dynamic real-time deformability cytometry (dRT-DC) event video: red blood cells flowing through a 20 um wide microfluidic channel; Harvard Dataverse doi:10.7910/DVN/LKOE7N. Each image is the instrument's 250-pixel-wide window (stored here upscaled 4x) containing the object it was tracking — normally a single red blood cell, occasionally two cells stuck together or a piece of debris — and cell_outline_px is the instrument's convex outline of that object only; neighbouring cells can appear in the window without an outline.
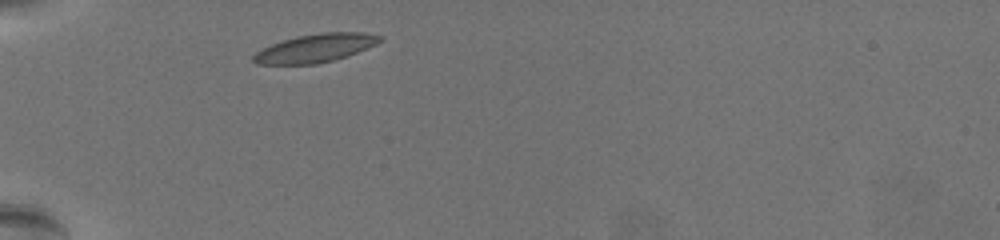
{"species": "common noctule bat (a hibernating species)", "species_latin": "Nyctalus noctula", "temperature_condition": "warm", "stored_images_in_passage": 27, "camera_frame_rate_fps": 3000, "um_per_image_px": 0.085, "animal": {"sex": "female", "body_mass_g": 19.5, "forearm_length_mm": 54.1}, "frame": {"image": 1, "passage_image": 1, "time_ms": 0.0, "image_size_px": [1000, 240], "cell_outline_px": [[384, 40], [376, 44], [348, 56], [316, 64], [256, 64], [252, 60], [252, 56], [256, 52], [272, 44], [296, 36], [324, 32], [364, 32], [384, 36]], "centroid_in_image_um": [26.85, 4.08], "position_along_channel_um": 58.1, "area_um2": 20.87}}
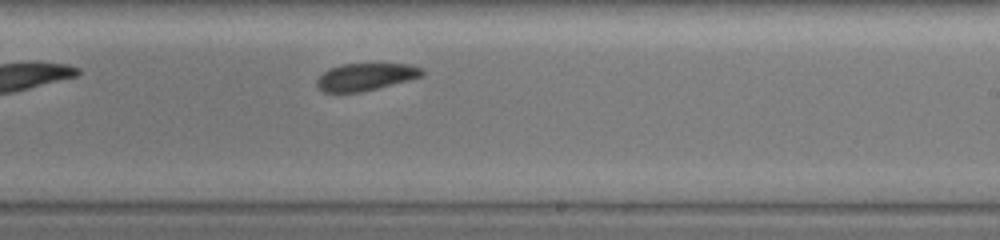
{"frame": {"image": 2, "passage_image": 14, "time_ms": 4.333, "image_size_px": [1000, 240], "cell_outline_px": [[424, 72], [420, 76], [408, 80], [360, 92], [324, 92], [316, 88], [316, 80], [324, 72], [340, 64], [408, 64], [424, 68]], "centroid_in_image_um": [31.05, 6.53], "position_along_channel_um": 258.0, "area_um2": 16.53}}
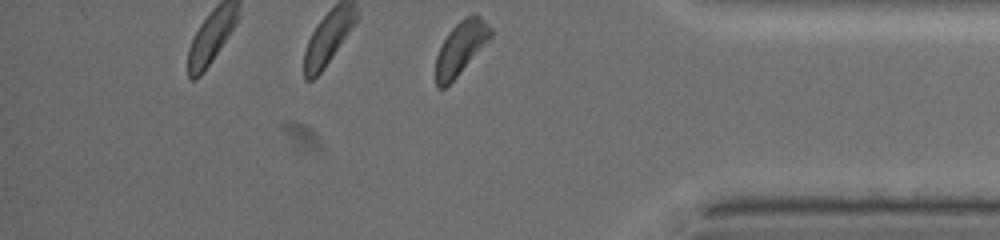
{"frame": {"image": 3, "passage_image": 27, "time_ms": 8.667, "image_size_px": [1000, 240], "cell_outline_px": [[496, 32], [456, 76], [444, 88], [440, 88], [436, 84], [436, 56], [448, 32], [460, 20], [468, 16], [480, 16]], "centroid_in_image_um": [39.19, 4.05], "position_along_channel_um": 396.0, "area_um2": 16.47}, "authors_computed_cell_mechanics": {"area_um2": 17.5712, "velocity_mm_per_s": 3.4885, "shape_relaxation_time_tau1_ms": 2.0607, "shape_relaxation_time_tau2_ms": 11.2823, "deformation_change_tau1": 0.0732, "deformation_change_tau2": 0.1302}}